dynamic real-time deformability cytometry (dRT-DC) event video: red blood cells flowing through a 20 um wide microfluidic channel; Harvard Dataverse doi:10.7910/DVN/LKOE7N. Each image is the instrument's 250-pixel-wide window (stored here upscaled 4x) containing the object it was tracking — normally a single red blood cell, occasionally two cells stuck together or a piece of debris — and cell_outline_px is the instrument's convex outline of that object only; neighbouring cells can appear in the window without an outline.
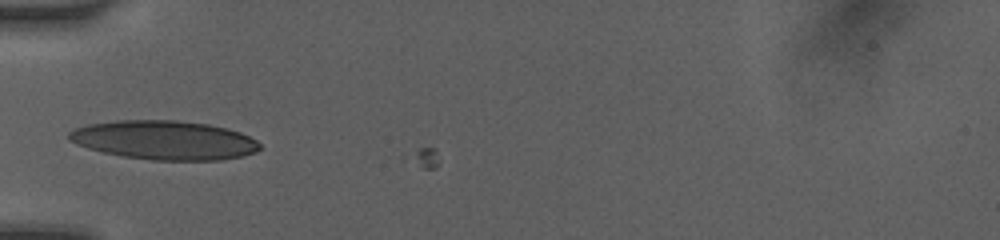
{"species": "human", "species_latin": "Homo sapiens", "temperature_condition": "room temperature", "stored_images_in_passage": 5, "camera_frame_rate_fps": 3000, "um_per_image_px": 0.085, "donor": {"sex": "female"}, "frame": {"image": 1, "passage_image": 3, "time_ms": 0.333, "image_size_px": [1000, 240], "cell_outline_px": [[264, 148], [256, 152], [244, 156], [220, 160], [152, 160], [124, 156], [104, 152], [88, 148], [76, 144], [68, 140], [68, 132], [76, 128], [88, 124], [116, 120], [176, 120], [208, 124], [228, 128], [240, 132], [256, 140]], "centroid_in_image_um": [14.0, 11.91], "position_along_channel_um": 71.0, "area_um2": 43.58}}